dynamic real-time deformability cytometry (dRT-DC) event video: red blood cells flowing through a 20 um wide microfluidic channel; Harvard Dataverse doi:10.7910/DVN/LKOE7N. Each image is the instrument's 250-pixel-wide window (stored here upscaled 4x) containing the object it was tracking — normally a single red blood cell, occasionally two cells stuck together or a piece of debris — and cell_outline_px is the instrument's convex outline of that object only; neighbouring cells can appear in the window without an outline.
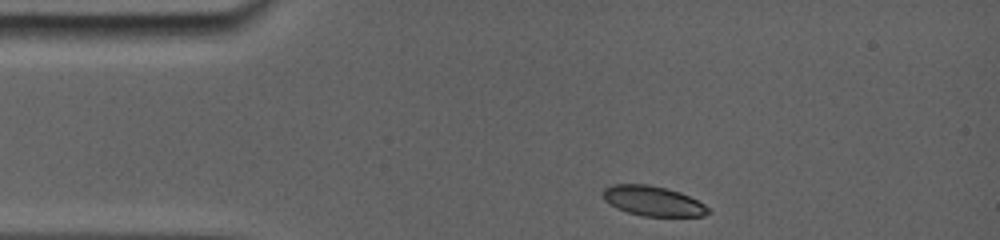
{"species": "common noctule bat (a hibernating species)", "species_latin": "Nyctalus noctula", "temperature_condition": "room temperature", "stored_images_in_passage": 64, "camera_frame_rate_fps": 5000, "um_per_image_px": 0.085, "animal": {"sex": "female", "body_mass_g": 19.0, "forearm_length_mm": 56.7}, "frame": {"image": 1, "passage_image": 1, "time_ms": 0.0, "image_size_px": [1000, 240], "cell_outline_px": [[712, 212], [704, 216], [644, 216], [628, 212], [616, 208], [604, 200], [604, 188], [608, 184], [648, 184], [668, 188], [680, 192], [704, 204]], "centroid_in_image_um": [55.5, 17.07], "position_along_channel_um": 29.5, "area_um2": 18.38}}
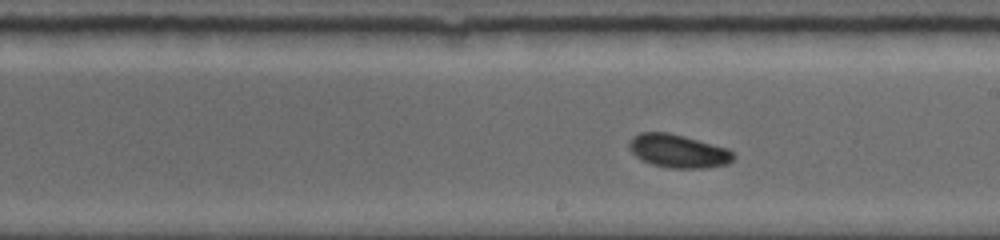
{"frame": {"image": 2, "passage_image": 37, "time_ms": 6.4, "image_size_px": [1000, 240], "cell_outline_px": [[736, 156], [728, 164], [700, 168], [672, 168], [652, 164], [640, 160], [632, 152], [628, 144], [632, 136], [640, 132], [668, 132], [728, 148]], "centroid_in_image_um": [57.63, 12.83], "position_along_channel_um": 231.4, "area_um2": 20.17}}
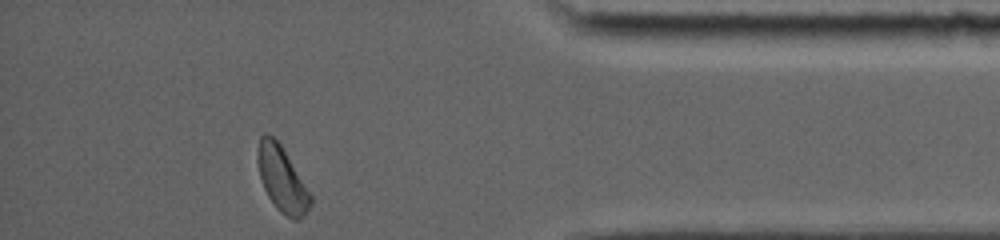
{"frame": {"image": 3, "passage_image": 63, "time_ms": 11.6, "image_size_px": [1000, 240], "cell_outline_px": [[312, 204], [300, 220], [292, 220], [280, 212], [276, 208], [268, 196], [264, 188], [260, 176], [256, 160], [256, 156], [260, 136], [264, 132], [272, 136], [280, 144], [312, 196]], "centroid_in_image_um": [23.95, 15.25], "position_along_channel_um": 411.2, "area_um2": 20.0}, "authors_computed_cell_mechanics": {"area_um2": 19.652, "velocity_mm_per_s": 3.8272, "shape_relaxation_time_tau1_ms": 1.6615, "shape_relaxation_time_tau2_ms": 5.9386, "deformation_change_tau1": 0.1074, "deformation_change_tau2": 0.0925}}